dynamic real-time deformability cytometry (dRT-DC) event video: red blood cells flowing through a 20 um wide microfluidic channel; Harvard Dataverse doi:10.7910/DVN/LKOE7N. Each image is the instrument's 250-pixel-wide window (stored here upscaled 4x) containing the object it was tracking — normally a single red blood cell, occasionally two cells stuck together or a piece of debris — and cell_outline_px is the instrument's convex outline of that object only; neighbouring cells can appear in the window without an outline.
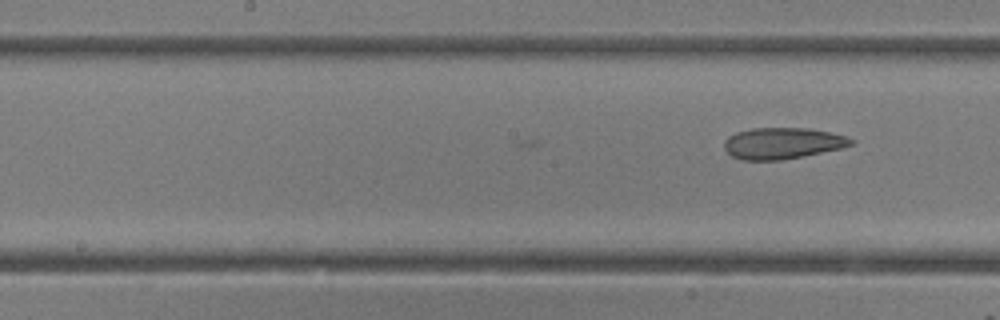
{"species": "common noctule bat (a hibernating species)", "species_latin": "Nyctalus noctula", "temperature_condition": "room temperature", "stored_images_in_passage": 8, "camera_frame_rate_fps": 3000, "um_per_image_px": 0.085, "animal": {"sex": "female"}, "frame": {"image": 1, "passage_image": 8, "time_ms": 2.333, "image_size_px": [1000, 320], "cell_outline_px": [[856, 140], [852, 144], [840, 148], [804, 156], [780, 160], [740, 160], [732, 156], [724, 148], [724, 140], [728, 136], [736, 132], [752, 128], [808, 128], [848, 136]], "centroid_in_image_um": [66.49, 12.17], "position_along_channel_um": 181.7, "area_um2": 23.18}}